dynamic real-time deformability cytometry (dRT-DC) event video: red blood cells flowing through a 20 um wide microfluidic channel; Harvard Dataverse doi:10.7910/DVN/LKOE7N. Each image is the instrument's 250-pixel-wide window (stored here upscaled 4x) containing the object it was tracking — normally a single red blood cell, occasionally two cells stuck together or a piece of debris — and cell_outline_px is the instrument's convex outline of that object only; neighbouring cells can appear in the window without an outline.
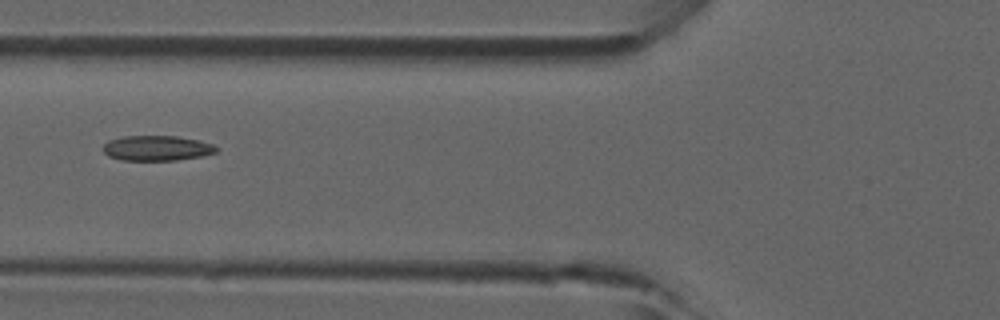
{"species": "common noctule bat (a hibernating species)", "species_latin": "Nyctalus noctula", "temperature_condition": "room temperature", "stored_images_in_passage": 7, "camera_frame_rate_fps": 3000, "um_per_image_px": 0.085, "animal": {"sex": "male", "forearm_length_mm": 52.5}, "frame": {"image": 1, "passage_image": 6, "time_ms": 1.667, "image_size_px": [1000, 320], "cell_outline_px": [[216, 152], [200, 156], [176, 160], [124, 160], [108, 156], [104, 152], [104, 144], [108, 140], [124, 136], [176, 136], [200, 140], [212, 144], [216, 148]], "centroid_in_image_um": [13.31, 12.58], "position_along_channel_um": 112.5, "area_um2": 16.42}}
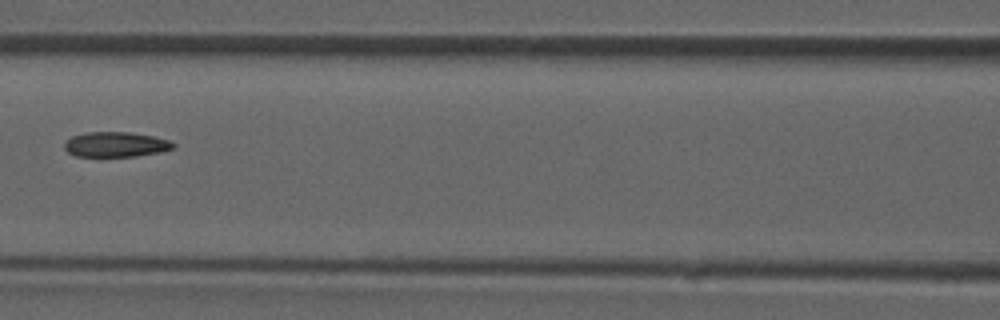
{"frame": {"image": 2, "passage_image": 7, "time_ms": 2.0, "image_size_px": [1000, 320], "cell_outline_px": [[176, 148], [160, 152], [136, 156], [76, 156], [68, 152], [64, 148], [64, 144], [72, 136], [84, 132], [128, 132], [156, 136], [168, 140], [176, 144]], "centroid_in_image_um": [9.87, 12.27], "position_along_channel_um": 156.7, "area_um2": 15.95}}